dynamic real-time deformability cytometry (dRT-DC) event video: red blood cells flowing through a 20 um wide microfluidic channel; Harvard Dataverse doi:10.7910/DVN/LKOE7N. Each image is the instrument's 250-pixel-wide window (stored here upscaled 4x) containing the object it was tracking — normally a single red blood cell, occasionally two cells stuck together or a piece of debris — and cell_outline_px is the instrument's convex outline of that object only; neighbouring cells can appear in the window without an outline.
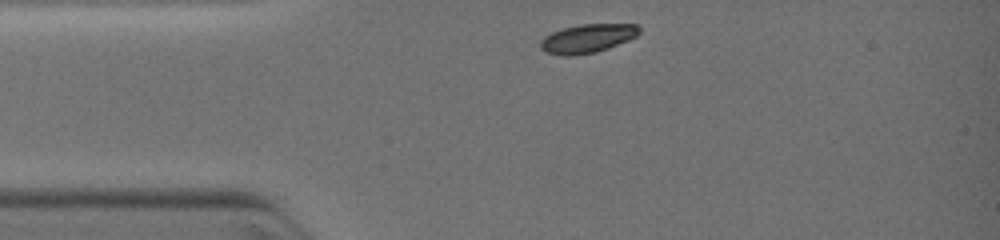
{"species": "common noctule bat (a hibernating species)", "species_latin": "Nyctalus noctula", "temperature_condition": "warm", "stored_images_in_passage": 2, "camera_frame_rate_fps": 3000, "um_per_image_px": 0.085, "animal": {"sex": "female", "body_mass_g": 19.0, "forearm_length_mm": 51.5}, "frame": {"image": 1, "passage_image": 1, "time_ms": 0.0, "image_size_px": [1000, 240], "cell_outline_px": [[640, 32], [636, 36], [628, 40], [608, 48], [596, 52], [572, 56], [564, 56], [548, 52], [540, 48], [540, 40], [544, 36], [552, 32], [564, 28], [580, 24], [636, 24], [640, 28]], "centroid_in_image_um": [49.93, 3.27], "position_along_channel_um": 35.1, "area_um2": 16.47}}